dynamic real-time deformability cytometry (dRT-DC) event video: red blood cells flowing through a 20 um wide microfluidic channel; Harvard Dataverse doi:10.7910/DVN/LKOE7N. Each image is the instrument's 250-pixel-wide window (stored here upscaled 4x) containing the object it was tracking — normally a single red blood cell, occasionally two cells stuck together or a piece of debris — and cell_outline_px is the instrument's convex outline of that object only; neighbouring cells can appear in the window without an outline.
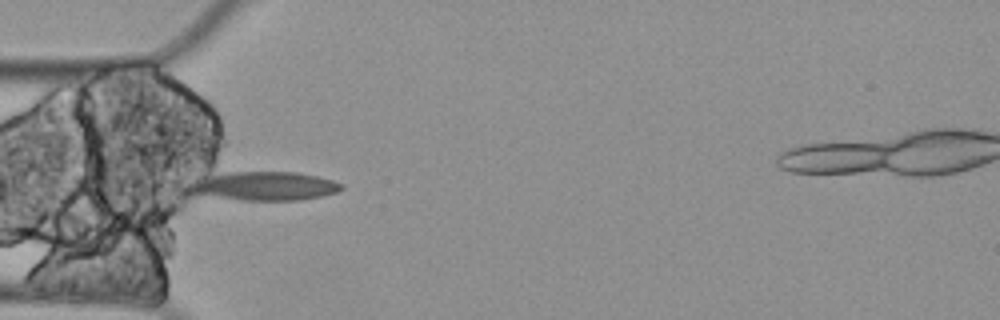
{"species": "Egyptian fruit bat (a non-hibernating species)", "species_latin": "Rousettus aegyptiacus", "temperature_condition": "cold", "stored_images_in_passage": 10, "camera_frame_rate_fps": 3000, "um_per_image_px": 0.085, "animal": {"sex": "female"}, "frame": {"image": 1, "passage_image": 5, "time_ms": 1.333, "image_size_px": [1000, 320], "cell_outline_px": [[344, 188], [336, 192], [320, 196], [300, 200], [240, 200], [196, 192], [192, 180], [196, 176], [228, 172], [296, 172], [316, 176], [332, 180], [344, 184]], "centroid_in_image_um": [22.56, 15.79], "position_along_channel_um": 62.4, "area_um2": 25.03}}
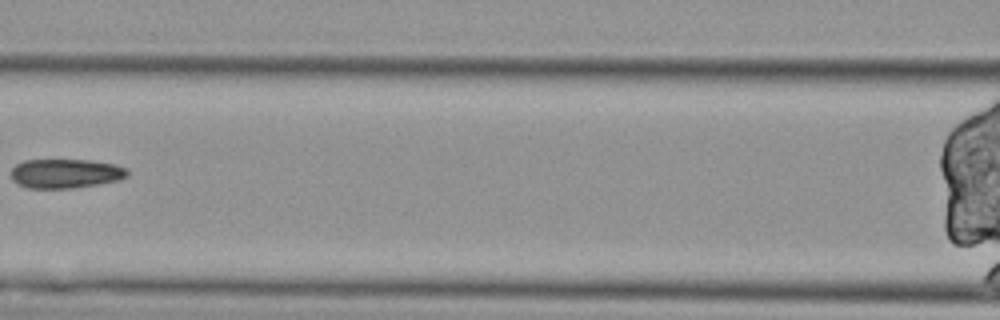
{"frame": {"image": 2, "passage_image": 7, "time_ms": 2.0, "image_size_px": [1000, 320], "cell_outline_px": [[128, 176], [120, 180], [100, 184], [72, 188], [28, 188], [16, 184], [12, 180], [12, 168], [16, 164], [24, 160], [88, 160], [116, 164], [128, 168]], "centroid_in_image_um": [5.6, 14.75], "position_along_channel_um": 161.0, "area_um2": 20.06}}
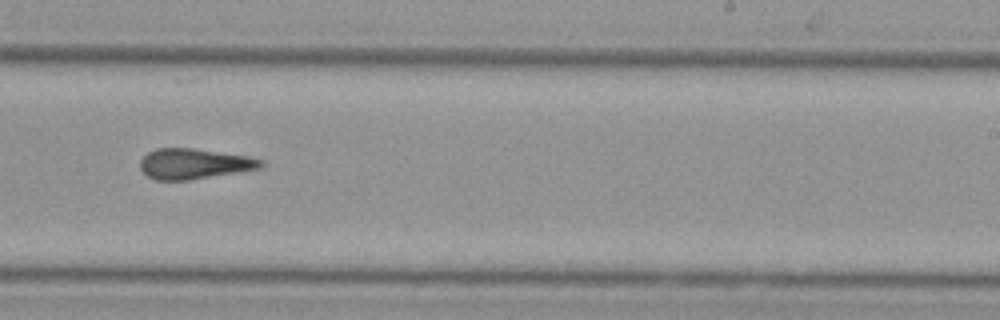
{"frame": {"image": 3, "passage_image": 10, "time_ms": 3.0, "image_size_px": [1000, 320], "cell_outline_px": [[264, 164], [260, 168], [188, 180], [156, 180], [148, 176], [140, 168], [140, 160], [148, 152], [156, 148], [192, 148], [252, 156], [264, 160]], "centroid_in_image_um": [16.51, 13.91], "position_along_channel_um": 272.5, "area_um2": 21.39}}